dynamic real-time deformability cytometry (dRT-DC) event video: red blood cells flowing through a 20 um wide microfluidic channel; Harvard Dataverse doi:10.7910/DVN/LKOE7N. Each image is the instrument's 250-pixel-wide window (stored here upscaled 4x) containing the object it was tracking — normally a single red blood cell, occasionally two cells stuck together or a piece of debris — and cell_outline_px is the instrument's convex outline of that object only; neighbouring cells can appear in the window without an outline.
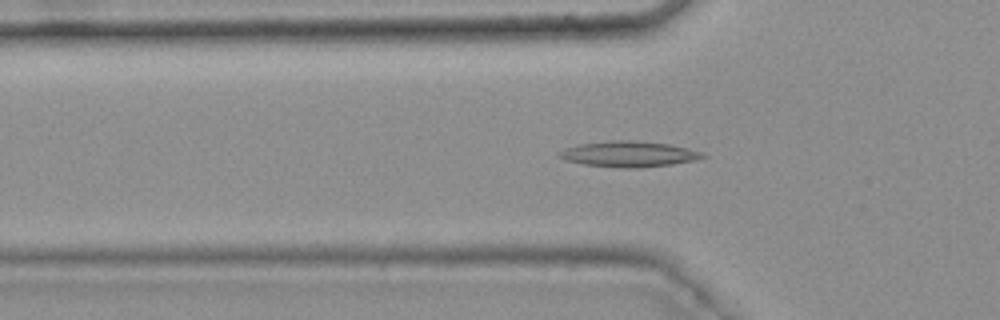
{"species": "common noctule bat (a hibernating species)", "species_latin": "Nyctalus noctula", "temperature_condition": "warm", "stored_images_in_passage": 47, "camera_frame_rate_fps": 3000, "um_per_image_px": 0.085, "animal": {"sex": "female", "body_mass_g": 25.1}, "frame": {"image": 1, "passage_image": 18, "time_ms": 5.667, "image_size_px": [1000, 320], "cell_outline_px": [[708, 156], [696, 160], [672, 164], [640, 168], [624, 168], [580, 164], [564, 160], [556, 156], [556, 152], [564, 148], [580, 144], [612, 140], [632, 140], [672, 144], [704, 152]], "centroid_in_image_um": [53.44, 13.09], "position_along_channel_um": 72.4, "area_um2": 21.91}}
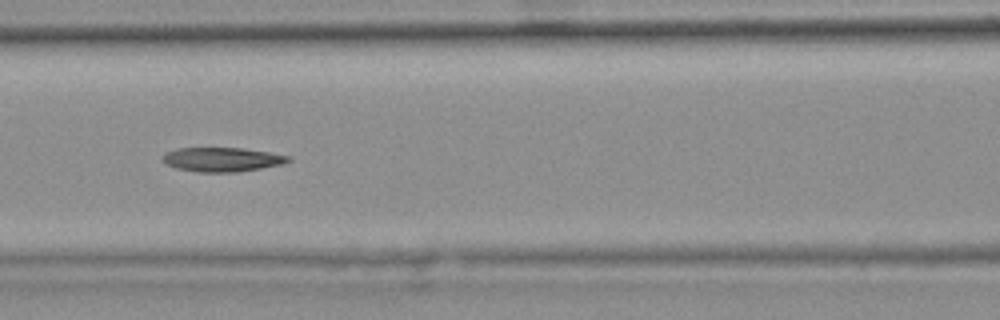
{"frame": {"image": 2, "passage_image": 24, "time_ms": 7.667, "image_size_px": [1000, 320], "cell_outline_px": [[292, 160], [280, 164], [260, 168], [236, 172], [196, 172], [176, 168], [168, 164], [160, 156], [164, 152], [176, 148], [244, 148], [268, 152], [288, 156]], "centroid_in_image_um": [18.82, 13.55], "position_along_channel_um": 147.8, "area_um2": 17.63}}
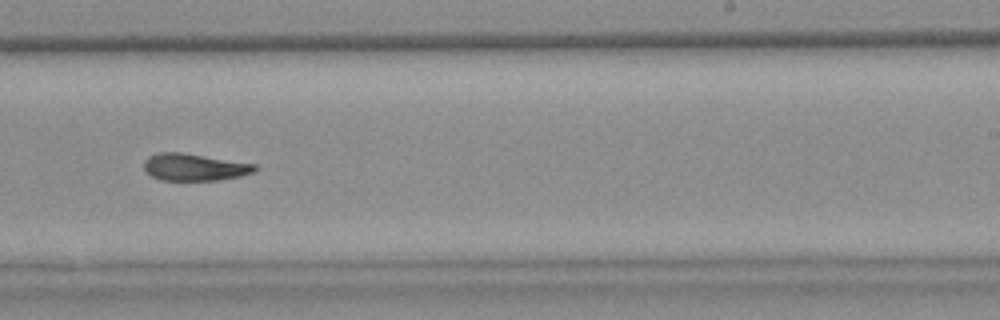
{"frame": {"image": 3, "passage_image": 34, "time_ms": 11.0, "image_size_px": [1000, 320], "cell_outline_px": [[260, 168], [252, 172], [240, 176], [216, 180], [160, 180], [152, 176], [144, 168], [144, 160], [148, 156], [160, 152], [184, 152], [256, 164]], "centroid_in_image_um": [16.53, 14.19], "position_along_channel_um": 272.5, "area_um2": 17.57}}